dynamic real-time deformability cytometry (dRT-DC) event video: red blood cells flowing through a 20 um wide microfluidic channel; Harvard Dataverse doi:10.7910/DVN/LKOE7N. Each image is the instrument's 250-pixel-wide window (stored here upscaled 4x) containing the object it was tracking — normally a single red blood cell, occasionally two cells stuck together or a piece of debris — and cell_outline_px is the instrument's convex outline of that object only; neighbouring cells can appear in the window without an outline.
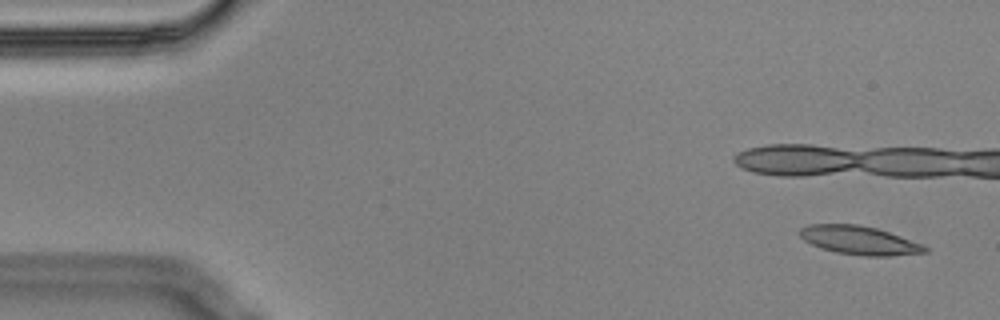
{"species": "Egyptian fruit bat (a non-hibernating species)", "species_latin": "Rousettus aegyptiacus", "temperature_condition": "cold", "stored_images_in_passage": 5, "camera_frame_rate_fps": 3000, "um_per_image_px": 0.085, "animal": {"sex": "male"}, "frame": {"image": 1, "passage_image": 1, "time_ms": 0.0, "image_size_px": [1000, 320], "cell_outline_px": [[928, 252], [888, 256], [864, 256], [836, 252], [820, 248], [804, 240], [796, 232], [800, 228], [808, 224], [856, 224], [876, 228], [900, 236], [920, 244], [928, 248]], "centroid_in_image_um": [72.98, 20.42], "position_along_channel_um": 12.0, "area_um2": 20.75}}